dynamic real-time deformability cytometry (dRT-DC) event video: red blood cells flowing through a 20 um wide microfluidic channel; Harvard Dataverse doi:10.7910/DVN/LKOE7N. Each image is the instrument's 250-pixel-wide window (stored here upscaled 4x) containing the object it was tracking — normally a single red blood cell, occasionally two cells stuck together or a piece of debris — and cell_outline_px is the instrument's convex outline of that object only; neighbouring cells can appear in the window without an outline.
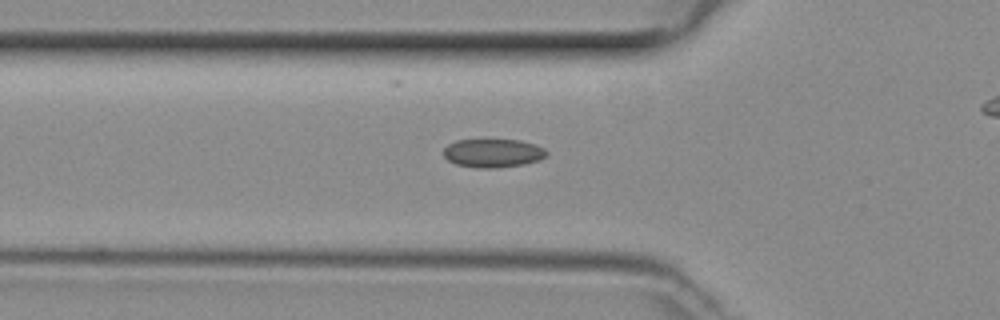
{"species": "common noctule bat (a hibernating species)", "species_latin": "Nyctalus noctula", "temperature_condition": "room temperature", "stored_images_in_passage": 42, "camera_frame_rate_fps": 3000, "um_per_image_px": 0.085, "animal": {"sex": "female", "body_mass_g": 29.2, "forearm_length_mm": 56.3}, "frame": {"image": 1, "passage_image": 16, "time_ms": 5.0, "image_size_px": [1000, 320], "cell_outline_px": [[548, 156], [540, 160], [524, 164], [496, 168], [476, 168], [456, 164], [448, 160], [444, 156], [444, 148], [448, 144], [456, 140], [520, 140], [536, 144], [544, 148], [548, 152]], "centroid_in_image_um": [41.94, 13.02], "position_along_channel_um": 83.9, "area_um2": 17.28}}
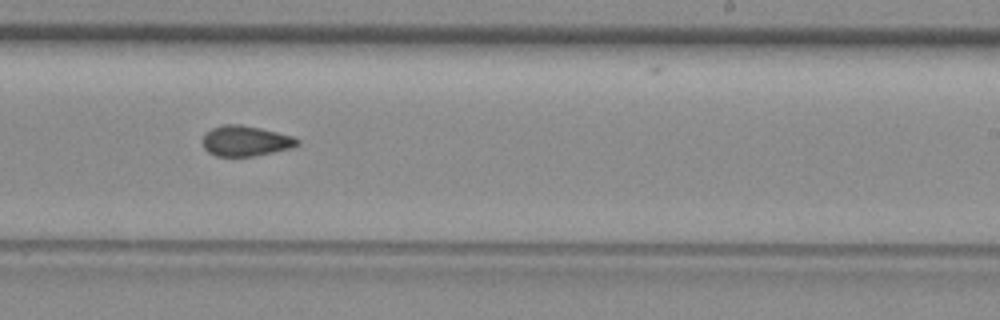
{"frame": {"image": 2, "passage_image": 29, "time_ms": 9.333, "image_size_px": [1000, 320], "cell_outline_px": [[300, 144], [292, 148], [252, 156], [216, 156], [208, 152], [204, 148], [200, 140], [204, 132], [220, 124], [240, 124], [260, 128], [292, 136], [300, 140]], "centroid_in_image_um": [20.82, 11.97], "position_along_channel_um": 268.2, "area_um2": 16.99}}
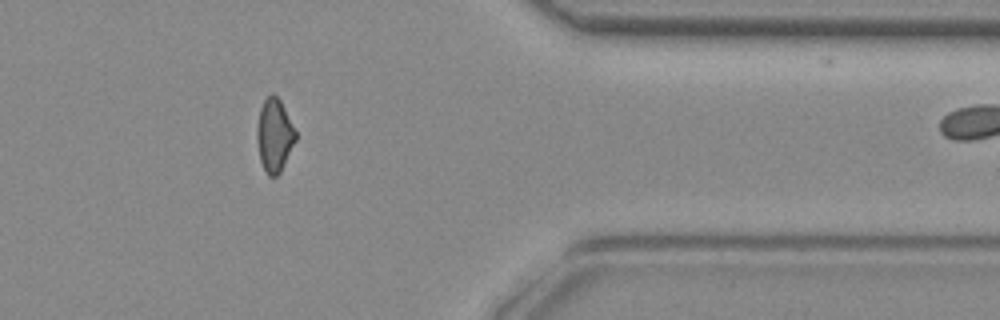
{"frame": {"image": 3, "passage_image": 39, "time_ms": 12.667, "image_size_px": [1000, 320], "cell_outline_px": [[296, 140], [280, 172], [276, 176], [268, 176], [260, 160], [256, 136], [256, 128], [260, 108], [264, 100], [272, 92], [280, 100], [296, 132]], "centroid_in_image_um": [23.31, 11.49], "position_along_channel_um": 388.1, "area_um2": 16.3}}